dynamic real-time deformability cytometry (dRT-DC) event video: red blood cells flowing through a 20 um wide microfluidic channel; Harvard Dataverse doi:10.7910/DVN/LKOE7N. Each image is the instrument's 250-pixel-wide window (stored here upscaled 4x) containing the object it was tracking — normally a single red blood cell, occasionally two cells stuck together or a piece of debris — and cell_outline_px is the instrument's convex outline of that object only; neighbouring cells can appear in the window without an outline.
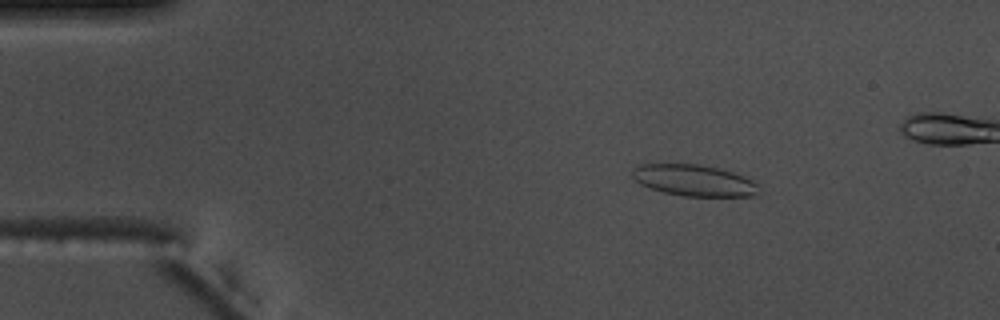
{"species": "common noctule bat (a hibernating species)", "species_latin": "Nyctalus noctula", "temperature_condition": "warm", "stored_images_in_passage": 52, "camera_frame_rate_fps": 3000, "um_per_image_px": 0.085, "animal": {"sex": "male", "body_mass_g": 17.5, "forearm_length_mm": 52.3}, "frame": {"image": 1, "passage_image": 9, "time_ms": 2.667, "image_size_px": [1000, 320], "cell_outline_px": [[760, 192], [756, 196], [684, 196], [664, 192], [648, 188], [640, 184], [632, 176], [632, 168], [640, 164], [700, 164], [720, 168], [744, 176], [760, 184]], "centroid_in_image_um": [59.02, 15.33], "position_along_channel_um": 26.0, "area_um2": 23.41}}
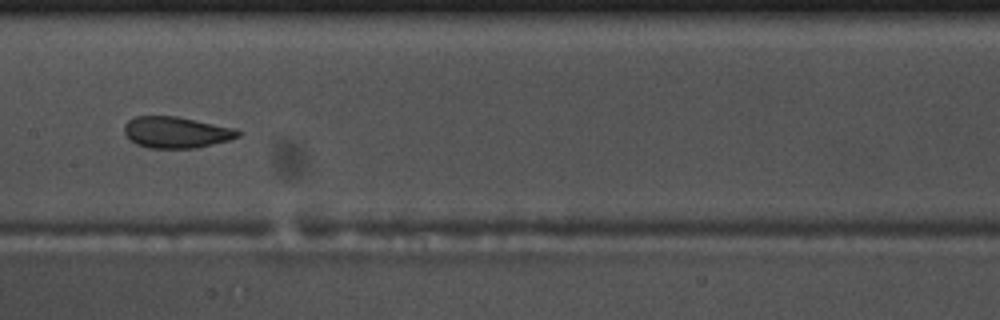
{"frame": {"image": 2, "passage_image": 28, "time_ms": 9.0, "image_size_px": [1000, 320], "cell_outline_px": [[240, 136], [228, 140], [196, 148], [148, 148], [136, 144], [124, 132], [124, 124], [128, 120], [136, 116], [176, 116], [236, 128], [240, 132]], "centroid_in_image_um": [14.98, 11.24], "position_along_channel_um": 192.4, "area_um2": 20.69}}
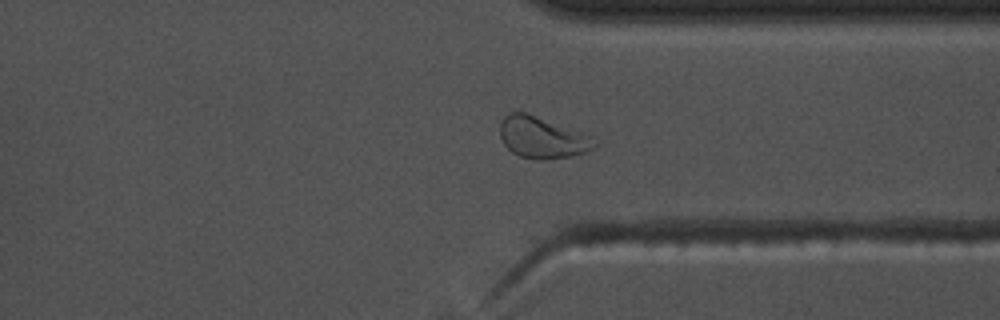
{"frame": {"image": 3, "passage_image": 42, "time_ms": 13.667, "image_size_px": [1000, 320], "cell_outline_px": [[600, 144], [584, 152], [572, 156], [552, 160], [540, 160], [520, 156], [512, 152], [504, 144], [500, 136], [500, 124], [504, 116], [508, 112], [524, 112], [592, 136], [600, 140]], "centroid_in_image_um": [46.11, 11.71], "position_along_channel_um": 365.3, "area_um2": 22.89}, "authors_computed_cell_mechanics": {"area_um2": 22.3975, "velocity_mm_per_s": 3.7082, "shape_relaxation_time_tau1_ms": 5.6534, "shape_relaxation_time_tau2_ms": 1.0324, "deformation_change_tau1": 0.1479, "deformation_change_tau2": 0.0554}}